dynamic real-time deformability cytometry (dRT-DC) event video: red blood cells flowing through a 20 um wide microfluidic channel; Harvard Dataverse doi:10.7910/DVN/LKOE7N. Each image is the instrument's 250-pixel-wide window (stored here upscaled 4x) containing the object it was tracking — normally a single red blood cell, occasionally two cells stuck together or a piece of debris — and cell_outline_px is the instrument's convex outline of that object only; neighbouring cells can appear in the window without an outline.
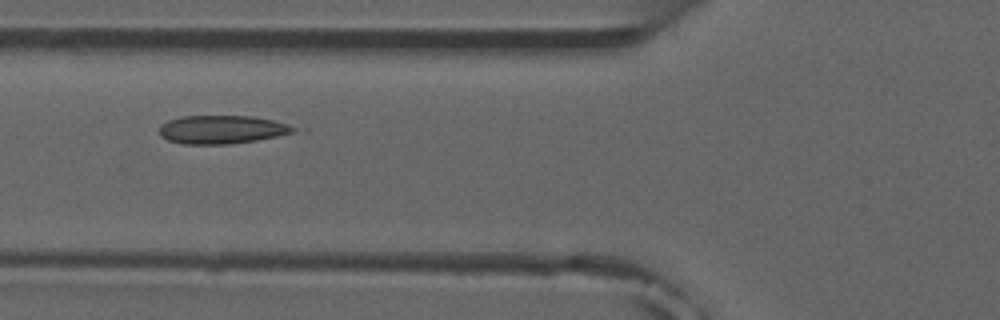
{"species": "common noctule bat (a hibernating species)", "species_latin": "Nyctalus noctula", "temperature_condition": "room temperature", "stored_images_in_passage": 7, "camera_frame_rate_fps": 3000, "um_per_image_px": 0.085, "animal": {"sex": "male", "forearm_length_mm": 52.5}, "frame": {"image": 1, "passage_image": 5, "time_ms": 4.667, "image_size_px": [1000, 320], "cell_outline_px": [[296, 128], [292, 132], [276, 136], [256, 140], [228, 144], [184, 144], [168, 140], [160, 136], [160, 124], [168, 120], [184, 116], [252, 116], [272, 120], [288, 124]], "centroid_in_image_um": [18.81, 11.01], "position_along_channel_um": 107.0, "area_um2": 21.96}}
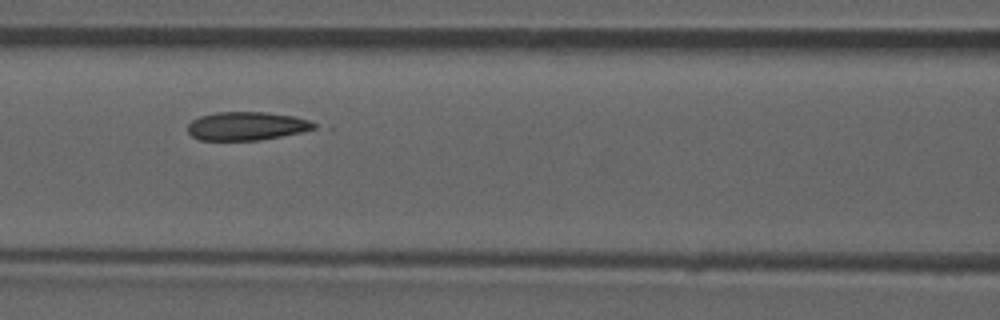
{"frame": {"image": 2, "passage_image": 6, "time_ms": 5.667, "image_size_px": [1000, 320], "cell_outline_px": [[316, 128], [300, 132], [260, 140], [200, 140], [192, 136], [188, 132], [188, 124], [192, 120], [200, 116], [216, 112], [264, 112], [296, 116], [308, 120], [316, 124]], "centroid_in_image_um": [20.95, 10.71], "position_along_channel_um": 145.7, "area_um2": 20.87}}